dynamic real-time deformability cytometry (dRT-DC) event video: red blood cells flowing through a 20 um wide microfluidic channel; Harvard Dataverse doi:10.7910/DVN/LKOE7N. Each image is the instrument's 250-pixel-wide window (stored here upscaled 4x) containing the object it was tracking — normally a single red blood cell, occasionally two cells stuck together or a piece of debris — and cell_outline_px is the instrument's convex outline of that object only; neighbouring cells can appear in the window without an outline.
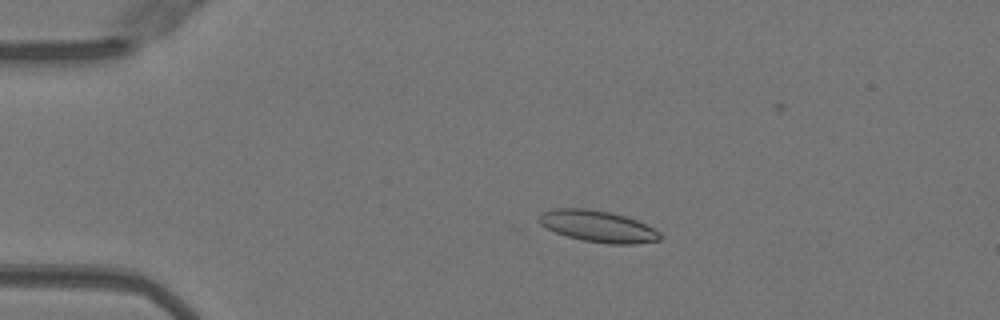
{"species": "Egyptian fruit bat (a non-hibernating species)", "species_latin": "Rousettus aegyptiacus", "temperature_condition": "warm", "stored_images_in_passage": 45, "camera_frame_rate_fps": 3000, "um_per_image_px": 0.085, "animal": {"sex": "female"}, "frame": {"image": 1, "passage_image": 5, "time_ms": 1.333, "image_size_px": [1000, 320], "cell_outline_px": [[664, 236], [660, 240], [636, 244], [608, 244], [584, 240], [568, 236], [556, 232], [540, 224], [536, 220], [536, 216], [540, 212], [552, 208], [588, 208], [612, 212], [636, 220], [660, 232]], "centroid_in_image_um": [50.79, 19.22], "position_along_channel_um": 34.2, "area_um2": 22.43}}
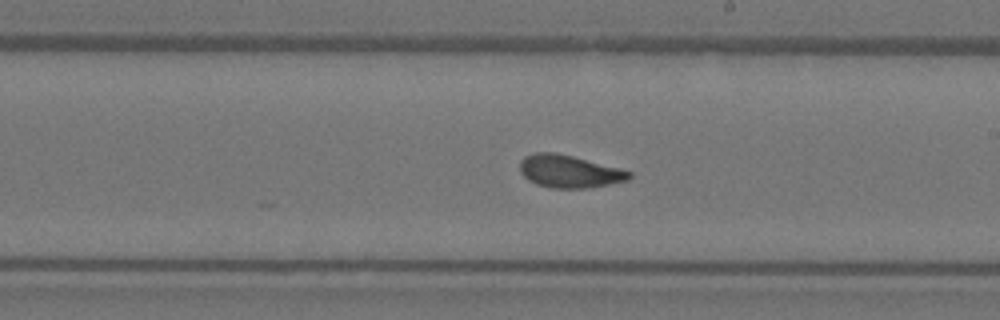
{"frame": {"image": 2, "passage_image": 24, "time_ms": 7.667, "image_size_px": [1000, 320], "cell_outline_px": [[632, 176], [628, 180], [608, 184], [584, 188], [552, 188], [536, 184], [528, 180], [520, 172], [520, 160], [524, 156], [532, 152], [556, 152], [620, 168], [632, 172]], "centroid_in_image_um": [48.35, 14.56], "position_along_channel_um": 240.6, "area_um2": 20.81}}
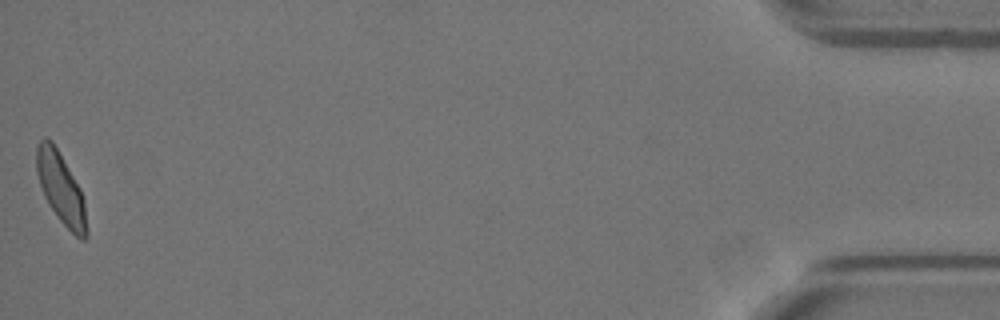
{"frame": {"image": 3, "passage_image": 45, "time_ms": 14.667, "image_size_px": [1000, 320], "cell_outline_px": [[88, 236], [84, 240], [80, 240], [56, 216], [44, 196], [36, 172], [36, 148], [40, 140], [44, 136], [48, 136], [52, 140], [80, 188], [84, 200], [88, 232]], "centroid_in_image_um": [5.17, 16.0], "position_along_channel_um": 430.0, "area_um2": 20.75}, "authors_computed_cell_mechanics": {"area_um2": 20.9236, "velocity_mm_per_s": 4.0263, "shape_relaxation_time_tau1_ms": 6.1652, "shape_relaxation_time_tau2_ms": 1.278, "deformation_change_tau1": 0.1743, "deformation_change_tau2": 0.0751}}